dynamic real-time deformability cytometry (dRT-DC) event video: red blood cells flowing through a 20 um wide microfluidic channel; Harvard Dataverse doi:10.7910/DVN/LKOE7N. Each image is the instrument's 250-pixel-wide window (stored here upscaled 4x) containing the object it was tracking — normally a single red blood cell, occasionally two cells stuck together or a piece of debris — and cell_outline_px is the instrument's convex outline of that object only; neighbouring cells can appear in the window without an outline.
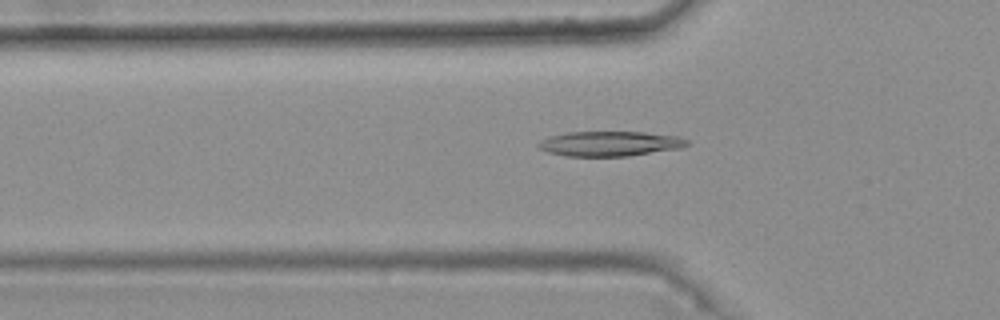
{"species": "common noctule bat (a hibernating species)", "species_latin": "Nyctalus noctula", "temperature_condition": "warm", "stored_images_in_passage": 49, "camera_frame_rate_fps": 3000, "um_per_image_px": 0.085, "animal": {"sex": "female", "body_mass_g": 25.1}, "frame": {"image": 1, "passage_image": 18, "time_ms": 5.667, "image_size_px": [1000, 320], "cell_outline_px": [[688, 144], [680, 148], [628, 156], [568, 156], [548, 152], [540, 148], [536, 144], [540, 140], [552, 136], [568, 132], [644, 132], [676, 136], [688, 140]], "centroid_in_image_um": [51.83, 12.21], "position_along_channel_um": 74.0, "area_um2": 21.33}}
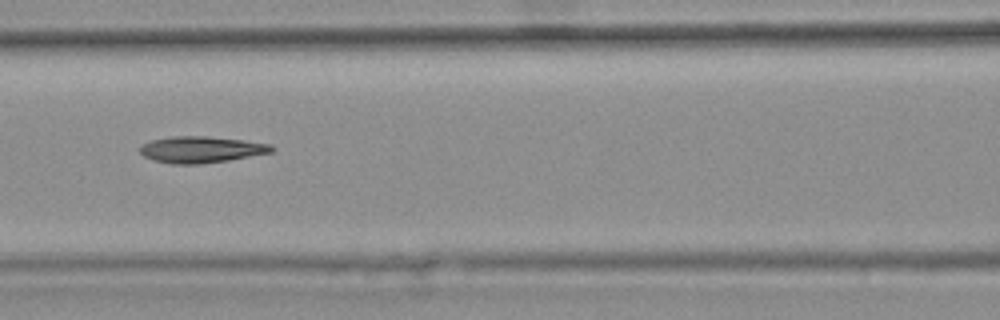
{"frame": {"image": 2, "passage_image": 24, "time_ms": 7.667, "image_size_px": [1000, 320], "cell_outline_px": [[276, 148], [272, 152], [228, 160], [196, 164], [172, 164], [156, 160], [144, 156], [140, 152], [140, 144], [152, 140], [172, 136], [208, 136], [244, 140], [272, 144]], "centroid_in_image_um": [17.12, 12.7], "position_along_channel_um": 149.5, "area_um2": 20.23}}
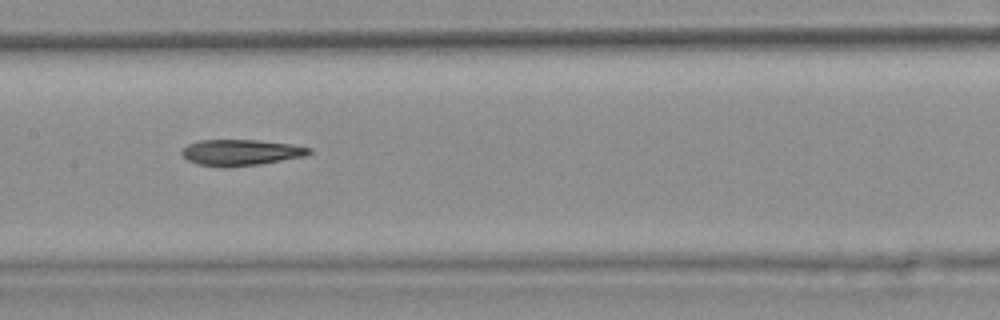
{"frame": {"image": 3, "passage_image": 27, "time_ms": 8.667, "image_size_px": [1000, 320], "cell_outline_px": [[312, 152], [304, 156], [260, 164], [228, 168], [220, 168], [196, 164], [188, 160], [180, 152], [188, 144], [200, 140], [256, 140], [292, 144], [312, 148]], "centroid_in_image_um": [20.45, 12.97], "position_along_channel_um": 186.9, "area_um2": 19.48}, "authors_computed_cell_mechanics": {"area_um2": 19.8832, "velocity_mm_per_s": 3.7523, "shape_relaxation_time_tau1_ms": null, "shape_relaxation_time_tau2_ms": 6.6934, "deformation_change_tau1": null, "deformation_change_tau2": 0.1639}}